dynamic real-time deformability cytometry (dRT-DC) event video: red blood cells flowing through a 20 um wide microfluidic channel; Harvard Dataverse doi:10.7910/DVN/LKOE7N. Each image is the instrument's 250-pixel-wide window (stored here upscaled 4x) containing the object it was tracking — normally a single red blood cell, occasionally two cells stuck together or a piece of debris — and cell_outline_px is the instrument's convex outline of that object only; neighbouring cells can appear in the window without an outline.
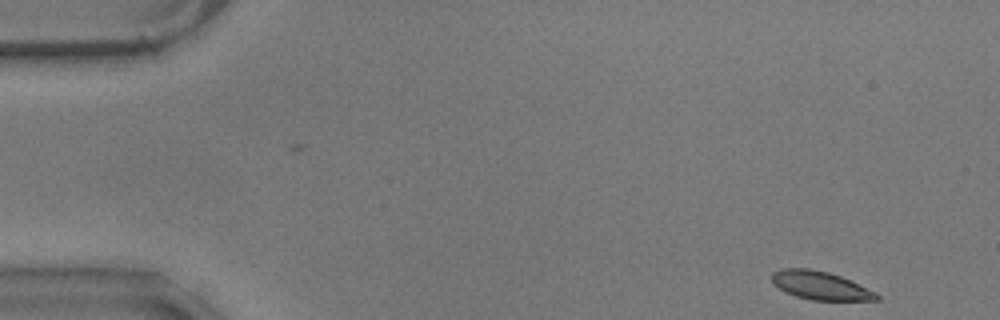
{"species": "common noctule bat (a hibernating species)", "species_latin": "Nyctalus noctula", "temperature_condition": "warm", "stored_images_in_passage": 54, "camera_frame_rate_fps": 3000, "um_per_image_px": 0.085, "animal": {"sex": "male", "body_mass_g": 17.9}, "frame": {"image": 1, "passage_image": 1, "time_ms": 0.0, "image_size_px": [1000, 320], "cell_outline_px": [[880, 300], [812, 300], [796, 296], [784, 292], [772, 284], [772, 272], [780, 268], [808, 268], [828, 272], [840, 276], [876, 292], [880, 296]], "centroid_in_image_um": [69.69, 24.26], "position_along_channel_um": 15.3, "area_um2": 17.34}}
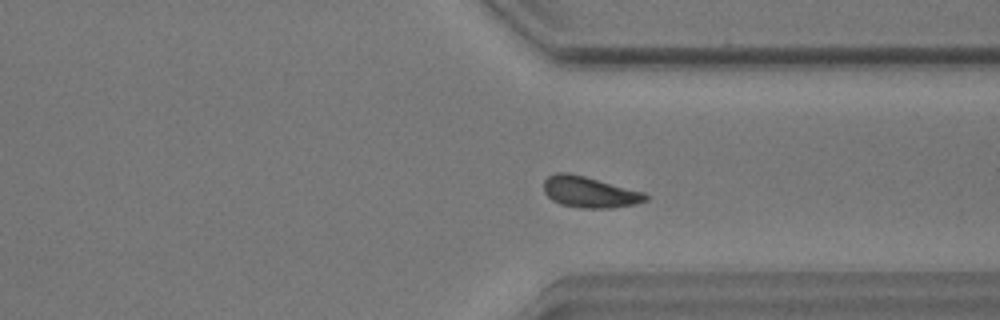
{"frame": {"image": 2, "passage_image": 40, "time_ms": 13.0, "image_size_px": [1000, 320], "cell_outline_px": [[648, 200], [636, 204], [612, 208], [580, 208], [560, 204], [552, 200], [544, 192], [544, 180], [548, 176], [556, 172], [568, 172], [584, 176], [644, 192], [648, 196]], "centroid_in_image_um": [50.1, 16.33], "position_along_channel_um": 361.3, "area_um2": 18.5}}
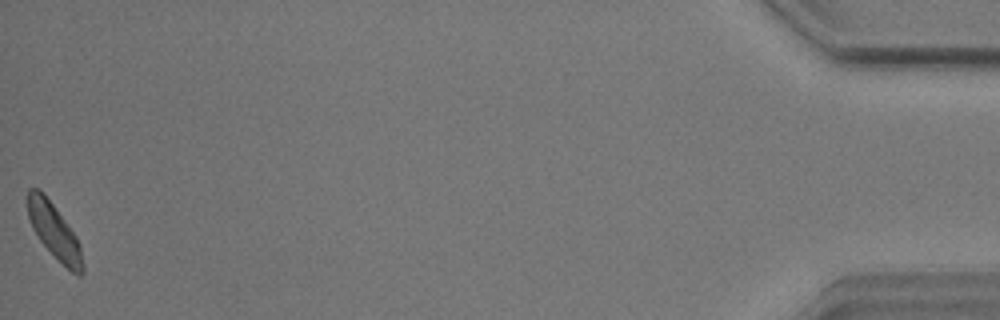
{"frame": {"image": 3, "passage_image": 54, "time_ms": 17.667, "image_size_px": [1000, 320], "cell_outline_px": [[84, 272], [80, 276], [72, 272], [40, 240], [32, 228], [28, 216], [28, 188], [36, 188], [44, 192], [76, 236], [80, 244], [84, 268]], "centroid_in_image_um": [4.62, 19.63], "position_along_channel_um": 430.6, "area_um2": 17.22}, "authors_computed_cell_mechanics": {"area_um2": 18.1203, "velocity_mm_per_s": 3.5181, "shape_relaxation_time_tau1_ms": 2.4214, "shape_relaxation_time_tau2_ms": 7.1991, "deformation_change_tau1": 0.1002, "deformation_change_tau2": 0.1152}}